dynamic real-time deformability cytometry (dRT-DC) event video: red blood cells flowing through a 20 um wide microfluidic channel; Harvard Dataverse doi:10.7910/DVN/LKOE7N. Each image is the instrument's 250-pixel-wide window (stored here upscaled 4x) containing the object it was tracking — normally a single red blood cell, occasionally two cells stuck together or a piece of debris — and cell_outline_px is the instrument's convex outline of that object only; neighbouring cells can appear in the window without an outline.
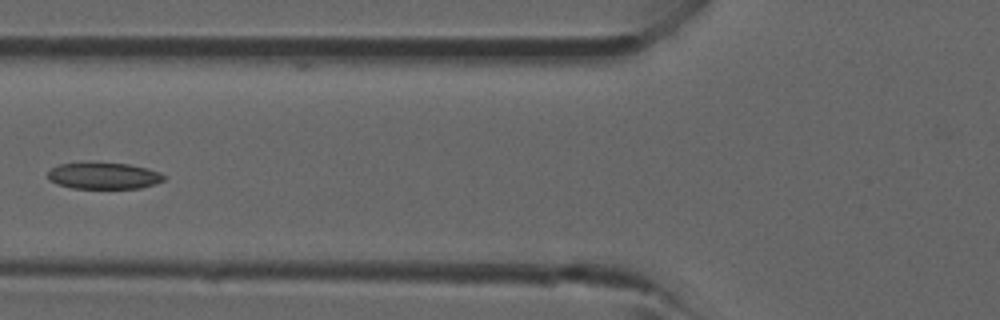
{"species": "common noctule bat (a hibernating species)", "species_latin": "Nyctalus noctula", "temperature_condition": "room temperature", "stored_images_in_passage": 6, "camera_frame_rate_fps": 3000, "um_per_image_px": 0.085, "animal": {"sex": "male", "forearm_length_mm": 52.5}, "frame": {"image": 1, "passage_image": 6, "time_ms": 6.333, "image_size_px": [1000, 320], "cell_outline_px": [[164, 180], [140, 188], [72, 188], [56, 184], [48, 180], [48, 172], [52, 168], [60, 164], [88, 160], [96, 160], [128, 164], [160, 172], [164, 176]], "centroid_in_image_um": [8.73, 14.9], "position_along_channel_um": 117.1, "area_um2": 18.44}}